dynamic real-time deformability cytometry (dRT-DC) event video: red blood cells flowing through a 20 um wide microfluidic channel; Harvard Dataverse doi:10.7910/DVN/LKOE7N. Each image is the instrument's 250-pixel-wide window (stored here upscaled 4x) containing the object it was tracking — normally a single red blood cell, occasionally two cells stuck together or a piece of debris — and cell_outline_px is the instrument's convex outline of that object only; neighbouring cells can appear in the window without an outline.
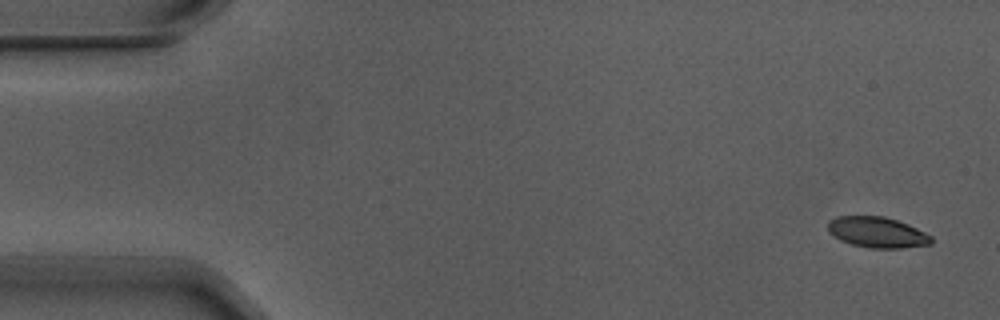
{"species": "Egyptian fruit bat (a non-hibernating species)", "species_latin": "Rousettus aegyptiacus", "temperature_condition": "warm", "stored_images_in_passage": 5, "camera_frame_rate_fps": 3000, "um_per_image_px": 0.085, "animal": {"sex": "male"}, "frame": {"image": 1, "passage_image": 1, "time_ms": 0.0, "image_size_px": [1000, 320], "cell_outline_px": [[932, 244], [900, 248], [868, 248], [852, 244], [840, 240], [828, 232], [828, 220], [836, 216], [884, 216], [908, 224], [932, 236]], "centroid_in_image_um": [74.54, 19.74], "position_along_channel_um": 10.5, "area_um2": 18.55}}
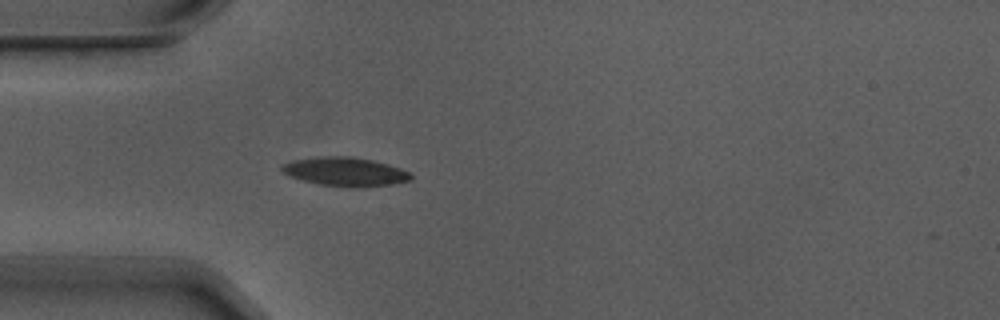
{"frame": {"image": 2, "passage_image": 5, "time_ms": 1.333, "image_size_px": [1000, 320], "cell_outline_px": [[412, 180], [396, 184], [360, 188], [348, 188], [320, 184], [288, 176], [280, 168], [280, 164], [292, 160], [320, 156], [352, 156], [372, 160], [388, 164], [400, 168], [408, 172], [412, 176]], "centroid_in_image_um": [29.35, 14.6], "position_along_channel_um": 55.7, "area_um2": 22.02}}